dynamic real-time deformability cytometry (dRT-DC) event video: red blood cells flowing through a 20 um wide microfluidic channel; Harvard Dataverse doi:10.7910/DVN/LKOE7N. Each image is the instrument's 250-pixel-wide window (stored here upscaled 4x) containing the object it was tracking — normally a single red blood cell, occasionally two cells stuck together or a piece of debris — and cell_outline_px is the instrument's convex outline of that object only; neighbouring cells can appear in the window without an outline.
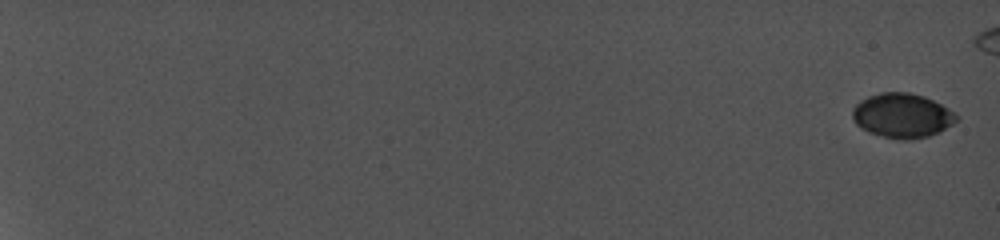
{"species": "common noctule bat (a hibernating species)", "species_latin": "Nyctalus noctula", "temperature_condition": "cold", "stored_images_in_passage": 57, "camera_frame_rate_fps": 5000, "um_per_image_px": 0.085, "animal": {"sex": "female", "body_mass_g": 19.0, "forearm_length_mm": 56.7}, "frame": {"image": 1, "passage_image": 1, "time_ms": 0.0, "image_size_px": [1000, 240], "cell_outline_px": [[960, 116], [952, 124], [940, 132], [928, 136], [908, 140], [900, 140], [868, 132], [856, 124], [852, 116], [852, 108], [860, 100], [868, 96], [880, 92], [908, 92], [924, 96], [948, 108]], "centroid_in_image_um": [76.68, 9.82], "position_along_channel_um": 8.3, "area_um2": 26.99}}
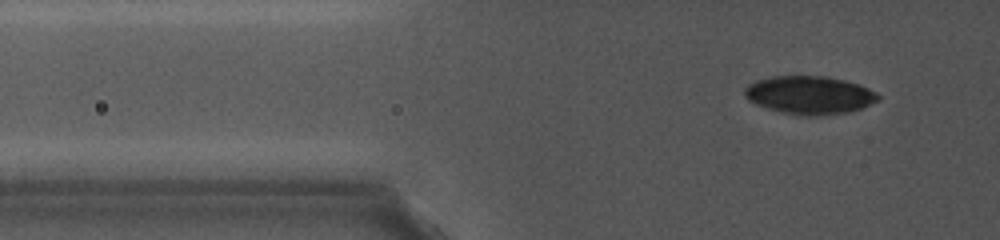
{"frame": {"image": 2, "passage_image": 47, "time_ms": 7.6, "image_size_px": [1000, 240], "cell_outline_px": [[880, 100], [860, 108], [848, 112], [820, 116], [804, 116], [780, 112], [756, 104], [748, 100], [744, 96], [744, 88], [748, 84], [756, 80], [772, 76], [828, 76], [860, 84], [876, 92], [880, 96]], "centroid_in_image_um": [68.8, 8.08], "position_along_channel_um": 57.0, "area_um2": 29.88}}